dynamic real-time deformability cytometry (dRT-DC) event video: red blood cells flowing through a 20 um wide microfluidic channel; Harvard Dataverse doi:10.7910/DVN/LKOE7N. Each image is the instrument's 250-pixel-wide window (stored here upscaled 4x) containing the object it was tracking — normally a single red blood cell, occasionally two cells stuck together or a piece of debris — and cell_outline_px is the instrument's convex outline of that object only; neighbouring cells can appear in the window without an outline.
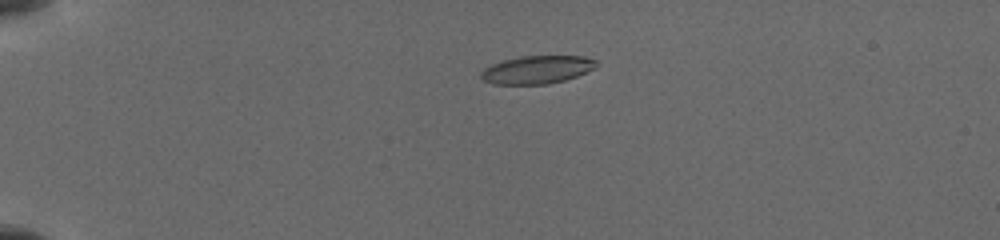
{"species": "common noctule bat (a hibernating species)", "species_latin": "Nyctalus noctula", "temperature_condition": "cold", "stored_images_in_passage": 11, "camera_frame_rate_fps": 3000, "um_per_image_px": 0.085, "animal": {"sex": "female", "body_mass_g": 19.5, "forearm_length_mm": 54.1}, "frame": {"image": 1, "passage_image": 5, "time_ms": 3.0, "image_size_px": [1000, 240], "cell_outline_px": [[596, 68], [576, 76], [564, 80], [548, 84], [492, 84], [484, 80], [480, 76], [480, 72], [484, 68], [492, 64], [504, 60], [524, 56], [584, 56], [596, 60]], "centroid_in_image_um": [45.64, 5.92], "position_along_channel_um": 39.4, "area_um2": 18.73}}
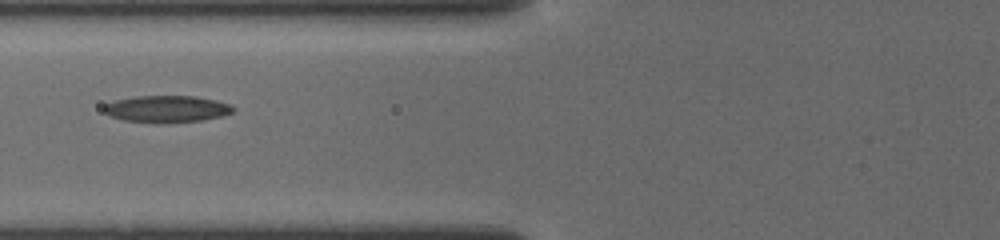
{"frame": {"image": 2, "passage_image": 10, "time_ms": 6.333, "image_size_px": [1000, 240], "cell_outline_px": [[236, 108], [232, 112], [220, 116], [200, 120], [124, 120], [108, 116], [104, 112], [104, 104], [116, 100], [136, 96], [196, 96], [228, 104]], "centroid_in_image_um": [14.13, 9.21], "position_along_channel_um": 111.7, "area_um2": 19.07}}